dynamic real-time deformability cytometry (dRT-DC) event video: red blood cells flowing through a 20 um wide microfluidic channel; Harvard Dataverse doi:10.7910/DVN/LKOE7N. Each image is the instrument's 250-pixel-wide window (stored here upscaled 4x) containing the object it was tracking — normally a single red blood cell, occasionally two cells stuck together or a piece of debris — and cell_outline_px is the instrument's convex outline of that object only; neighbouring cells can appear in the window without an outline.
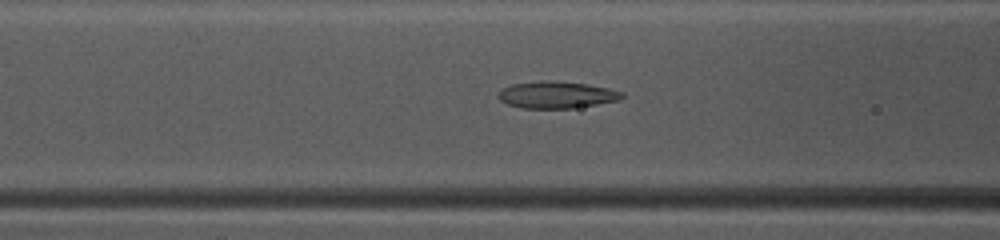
{"species": "common noctule bat (a hibernating species)", "species_latin": "Nyctalus noctula", "temperature_condition": "warm", "stored_images_in_passage": 49, "camera_frame_rate_fps": 3000, "um_per_image_px": 0.085, "animal": {"sex": "female", "body_mass_g": 10.0, "forearm_length_mm": 53.1}, "frame": {"image": 1, "passage_image": 20, "time_ms": 6.333, "image_size_px": [1000, 240], "cell_outline_px": [[624, 96], [620, 100], [572, 108], [520, 108], [508, 104], [500, 100], [500, 92], [504, 88], [512, 84], [544, 80], [548, 80], [588, 84], [608, 88], [624, 92]], "centroid_in_image_um": [47.35, 8.06], "position_along_channel_um": 119.2, "area_um2": 19.19}}
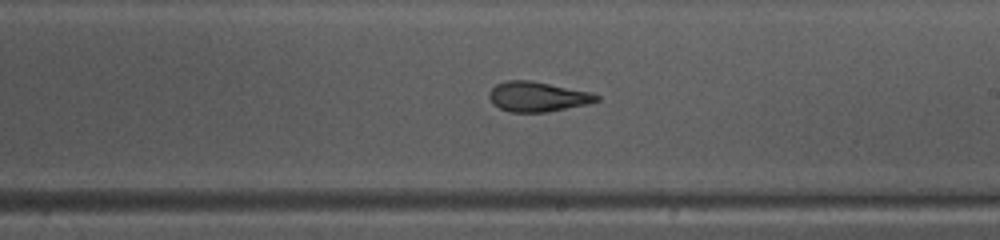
{"frame": {"image": 2, "passage_image": 29, "time_ms": 9.333, "image_size_px": [1000, 240], "cell_outline_px": [[600, 100], [588, 104], [548, 112], [508, 112], [500, 108], [488, 96], [488, 92], [496, 84], [508, 80], [532, 80], [592, 92], [600, 96]], "centroid_in_image_um": [45.73, 8.21], "position_along_channel_um": 243.3, "area_um2": 18.84}}
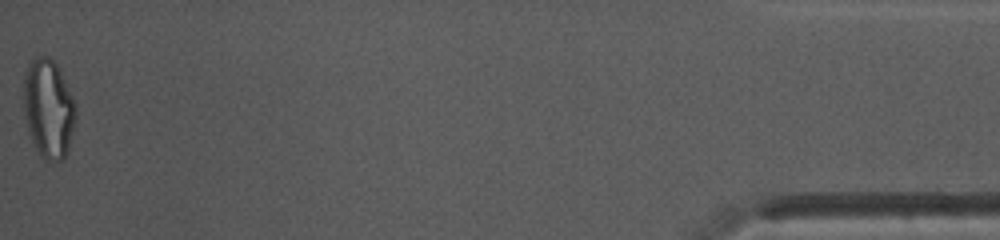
{"frame": {"image": 3, "passage_image": 49, "time_ms": 16.0, "image_size_px": [1000, 240], "cell_outline_px": [[76, 120], [68, 152], [60, 160], [48, 160], [40, 156], [28, 132], [24, 116], [24, 72], [32, 56], [48, 56], [56, 64], [76, 104]], "centroid_in_image_um": [4.11, 9.22], "position_along_channel_um": 431.1, "area_um2": 30.17}, "authors_computed_cell_mechanics": {"area_um2": 20.4612, "velocity_mm_per_s": 4.1222, "shape_relaxation_time_tau1_ms": 10.2886, "shape_relaxation_time_tau2_ms": 2.0877, "deformation_change_tau1": 0.2762, "deformation_change_tau2": 0.0719}}